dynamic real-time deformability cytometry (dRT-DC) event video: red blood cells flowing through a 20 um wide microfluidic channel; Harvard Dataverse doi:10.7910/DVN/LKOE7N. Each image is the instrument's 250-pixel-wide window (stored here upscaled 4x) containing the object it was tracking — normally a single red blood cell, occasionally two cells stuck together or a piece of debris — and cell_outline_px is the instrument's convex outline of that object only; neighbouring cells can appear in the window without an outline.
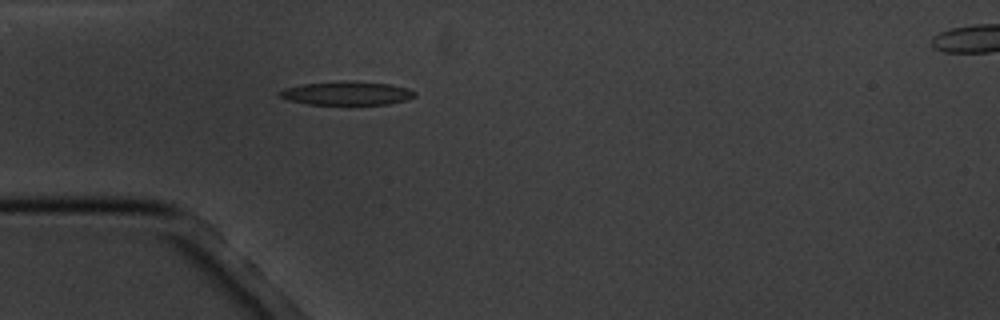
{"species": "common noctule bat (a hibernating species)", "species_latin": "Nyctalus noctula", "temperature_condition": "cold", "stored_images_in_passage": 1, "camera_frame_rate_fps": 3000, "um_per_image_px": 0.085, "animal": {"sex": "male", "body_mass_g": 20.1, "forearm_length_mm": 53.5}, "frame": {"image": 1, "passage_image": 1, "time_ms": 0.0, "image_size_px": [1000, 320], "cell_outline_px": [[416, 96], [404, 100], [388, 104], [308, 104], [288, 100], [276, 96], [276, 92], [284, 88], [304, 84], [340, 80], [356, 80], [392, 84], [408, 88], [416, 92]], "centroid_in_image_um": [29.45, 7.9], "position_along_channel_um": 55.6, "area_um2": 18.96}}